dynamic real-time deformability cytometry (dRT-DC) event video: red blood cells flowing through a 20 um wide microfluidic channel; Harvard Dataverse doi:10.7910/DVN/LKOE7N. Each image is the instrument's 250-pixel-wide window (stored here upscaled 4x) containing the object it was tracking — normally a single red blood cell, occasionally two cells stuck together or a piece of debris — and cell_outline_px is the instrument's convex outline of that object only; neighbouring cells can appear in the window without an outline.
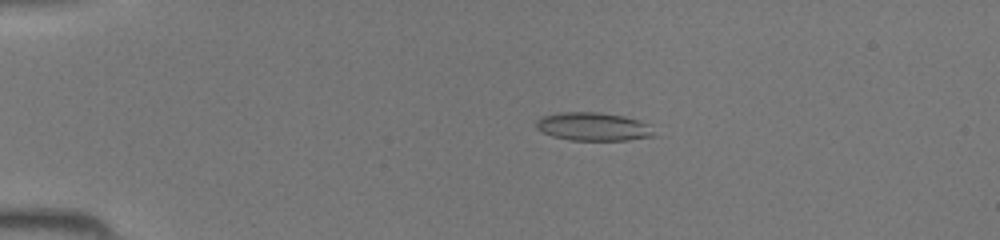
{"species": "common noctule bat (a hibernating species)", "species_latin": "Nyctalus noctula", "temperature_condition": "room temperature", "stored_images_in_passage": 45, "camera_frame_rate_fps": 3000, "um_per_image_px": 0.085, "animal": {"sex": "female", "body_mass_g": 19.5, "forearm_length_mm": 54.1}, "frame": {"image": 1, "passage_image": 10, "time_ms": 3.0, "image_size_px": [1000, 240], "cell_outline_px": [[660, 136], [628, 140], [572, 140], [552, 136], [536, 128], [536, 120], [540, 116], [560, 112], [600, 112], [624, 116], [640, 120], [648, 124]], "centroid_in_image_um": [50.48, 10.76], "position_along_channel_um": 34.5, "area_um2": 19.77}}
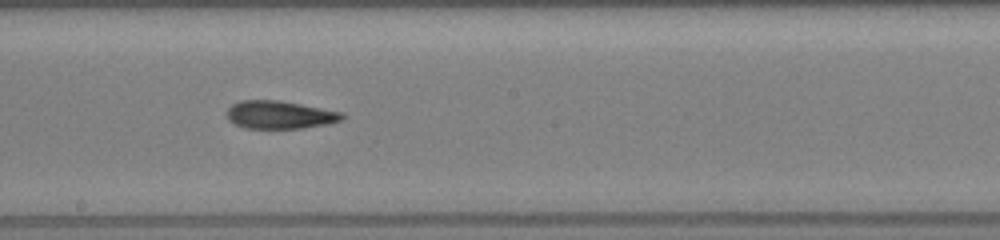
{"frame": {"image": 2, "passage_image": 26, "time_ms": 8.333, "image_size_px": [1000, 240], "cell_outline_px": [[344, 116], [340, 120], [324, 124], [300, 128], [248, 128], [236, 124], [228, 120], [228, 108], [232, 104], [240, 100], [280, 100], [344, 112]], "centroid_in_image_um": [23.77, 9.74], "position_along_channel_um": 224.4, "area_um2": 18.55}}
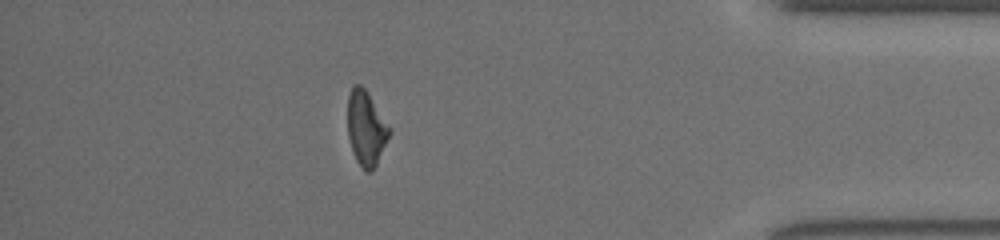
{"frame": {"image": 3, "passage_image": 40, "time_ms": 13.0, "image_size_px": [1000, 240], "cell_outline_px": [[392, 132], [376, 164], [368, 172], [364, 172], [356, 160], [352, 152], [348, 136], [348, 96], [352, 84], [360, 84], [368, 92], [392, 128]], "centroid_in_image_um": [31.13, 10.88], "position_along_channel_um": 404.1, "area_um2": 18.44}}